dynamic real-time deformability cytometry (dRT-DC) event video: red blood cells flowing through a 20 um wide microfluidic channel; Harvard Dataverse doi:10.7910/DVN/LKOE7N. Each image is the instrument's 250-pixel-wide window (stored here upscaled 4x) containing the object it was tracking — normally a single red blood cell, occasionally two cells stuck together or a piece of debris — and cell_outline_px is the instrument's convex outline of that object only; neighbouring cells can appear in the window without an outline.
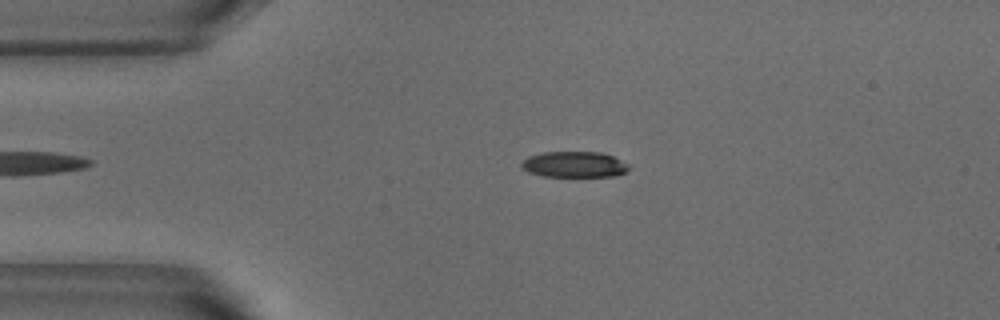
{"species": "common noctule bat (a hibernating species)", "species_latin": "Nyctalus noctula", "temperature_condition": "warm", "stored_images_in_passage": 38, "camera_frame_rate_fps": 3000, "um_per_image_px": 0.085, "animal": {"sex": "male", "body_mass_g": 18.8}, "frame": {"image": 1, "passage_image": 2, "time_ms": 0.333, "image_size_px": [1000, 320], "cell_outline_px": [[628, 172], [616, 176], [544, 176], [528, 172], [520, 164], [528, 156], [544, 152], [600, 152], [612, 156], [628, 164]], "centroid_in_image_um": [48.83, 13.98], "position_along_channel_um": 36.2, "area_um2": 16.07}}
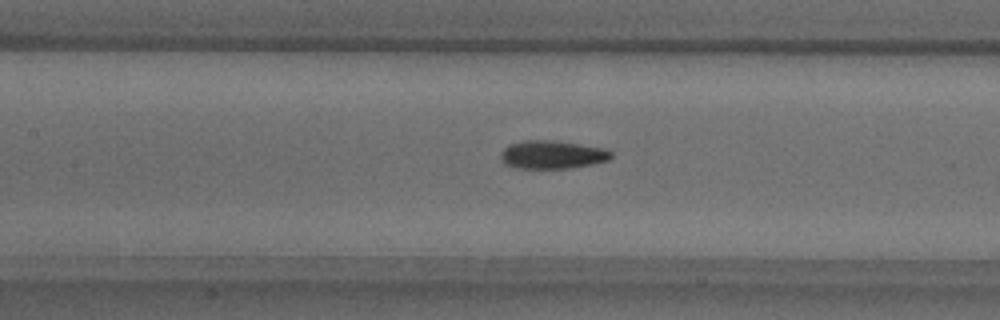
{"frame": {"image": 2, "passage_image": 14, "time_ms": 4.333, "image_size_px": [1000, 320], "cell_outline_px": [[612, 156], [608, 160], [592, 164], [568, 168], [516, 168], [504, 164], [500, 156], [500, 152], [508, 144], [524, 140], [552, 140], [608, 148], [612, 152]], "centroid_in_image_um": [46.93, 13.13], "position_along_channel_um": 160.5, "area_um2": 18.32}}
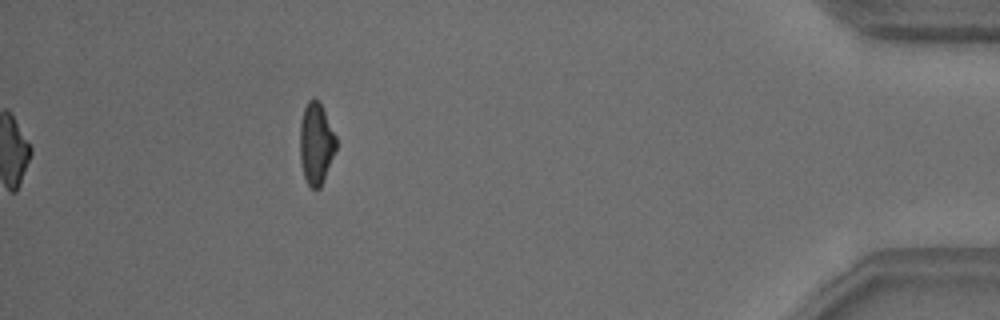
{"frame": {"image": 3, "passage_image": 38, "time_ms": 12.333, "image_size_px": [1000, 320], "cell_outline_px": [[336, 148], [324, 180], [320, 188], [312, 188], [308, 184], [304, 176], [300, 160], [300, 120], [304, 108], [308, 100], [316, 96], [320, 100], [336, 136]], "centroid_in_image_um": [26.86, 12.14], "position_along_channel_um": 408.3, "area_um2": 17.4}, "authors_computed_cell_mechanics": {"area_um2": 17.918, "velocity_mm_per_s": 3.8135, "shape_relaxation_time_tau1_ms": 4.4016, "shape_relaxation_time_tau2_ms": 2.1855, "deformation_change_tau1": 0.1753, "deformation_change_tau2": 0.0913}}